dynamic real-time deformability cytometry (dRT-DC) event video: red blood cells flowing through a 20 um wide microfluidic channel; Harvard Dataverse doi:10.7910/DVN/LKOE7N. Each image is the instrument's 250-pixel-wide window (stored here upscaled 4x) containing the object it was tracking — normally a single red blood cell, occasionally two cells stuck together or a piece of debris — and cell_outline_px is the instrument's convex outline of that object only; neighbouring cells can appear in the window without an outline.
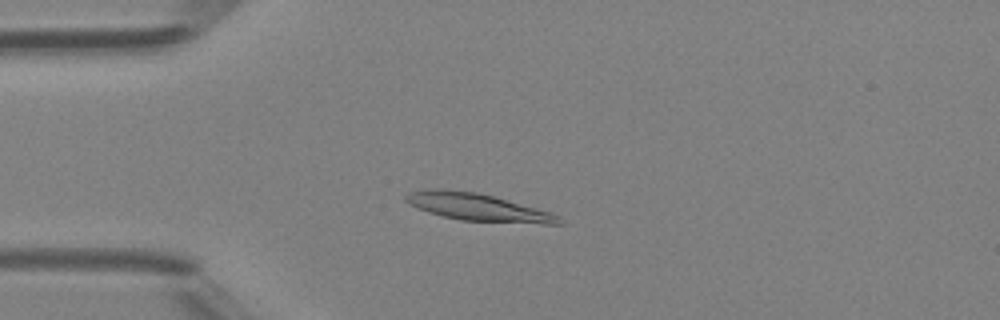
{"species": "Egyptian fruit bat (a non-hibernating species)", "species_latin": "Rousettus aegyptiacus", "temperature_condition": "room temperature", "stored_images_in_passage": 44, "camera_frame_rate_fps": 3000, "um_per_image_px": 0.085, "animal": {"sex": "female"}, "frame": {"image": 1, "passage_image": 9, "time_ms": 2.667, "image_size_px": [1000, 320], "cell_outline_px": [[564, 224], [544, 224], [460, 220], [428, 212], [408, 204], [404, 200], [404, 196], [408, 192], [424, 188], [448, 188], [476, 192], [492, 196], [552, 212], [560, 216]], "centroid_in_image_um": [40.58, 17.6], "position_along_channel_um": 44.4, "area_um2": 24.74}}
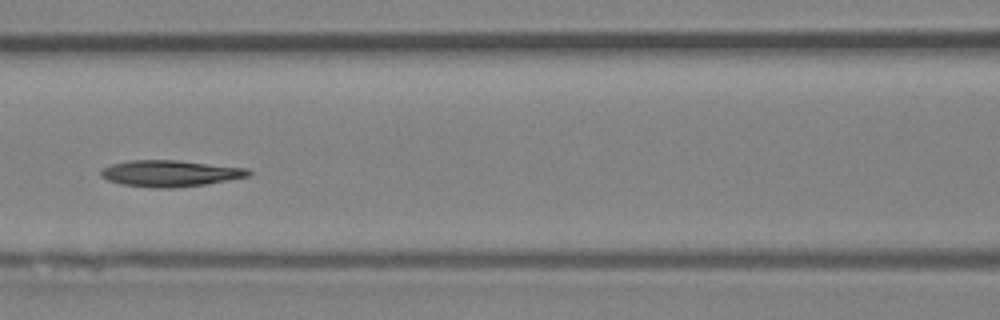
{"frame": {"image": 2, "passage_image": 18, "time_ms": 5.667, "image_size_px": [1000, 320], "cell_outline_px": [[252, 172], [248, 176], [204, 184], [172, 188], [152, 188], [120, 184], [108, 180], [100, 176], [100, 172], [104, 168], [112, 164], [128, 160], [176, 160], [248, 168]], "centroid_in_image_um": [14.43, 14.74], "position_along_channel_um": 152.2, "area_um2": 22.54}}
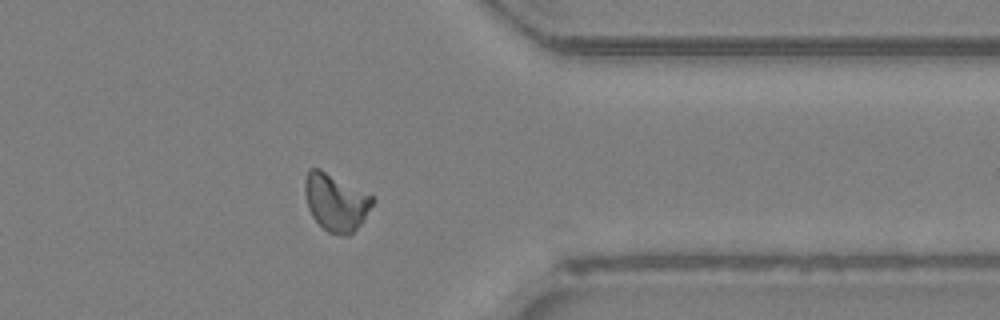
{"frame": {"image": 3, "passage_image": 35, "time_ms": 11.333, "image_size_px": [1000, 320], "cell_outline_px": [[376, 200], [364, 220], [348, 236], [344, 236], [328, 232], [312, 216], [308, 208], [304, 192], [304, 180], [308, 172], [312, 168], [320, 168], [372, 196]], "centroid_in_image_um": [28.54, 17.19], "position_along_channel_um": 382.9, "area_um2": 22.43}, "authors_computed_cell_mechanics": {"area_um2": 22.5131, "velocity_mm_per_s": 4.2555, "shape_relaxation_time_tau1_ms": 5.0648, "shape_relaxation_time_tau2_ms": 5.3045, "deformation_change_tau1": 0.1506, "deformation_change_tau2": 0.1098}}